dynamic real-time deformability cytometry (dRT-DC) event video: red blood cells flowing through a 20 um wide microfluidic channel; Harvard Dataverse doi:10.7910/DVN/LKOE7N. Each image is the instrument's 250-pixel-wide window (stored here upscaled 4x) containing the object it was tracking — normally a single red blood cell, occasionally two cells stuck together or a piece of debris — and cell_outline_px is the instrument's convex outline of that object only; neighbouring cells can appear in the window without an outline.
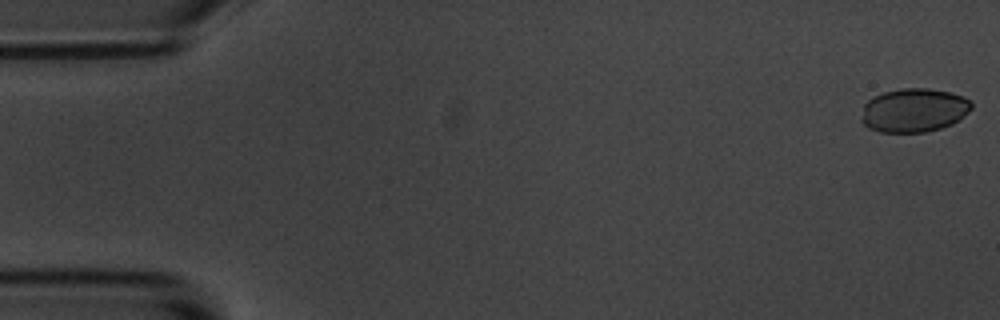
{"species": "common noctule bat (a hibernating species)", "species_latin": "Nyctalus noctula", "temperature_condition": "room temperature", "stored_images_in_passage": 46, "camera_frame_rate_fps": 3000, "um_per_image_px": 0.085, "animal": {"sex": "male", "body_mass_g": 20.1, "forearm_length_mm": 53.5}, "frame": {"image": 1, "passage_image": 1, "time_ms": 0.0, "image_size_px": [1000, 320], "cell_outline_px": [[972, 108], [960, 120], [952, 124], [940, 128], [924, 132], [880, 132], [868, 128], [860, 120], [864, 104], [868, 100], [884, 92], [904, 88], [928, 88], [948, 92], [964, 96], [972, 104]], "centroid_in_image_um": [77.68, 9.38], "position_along_channel_um": 7.3, "area_um2": 28.09}}
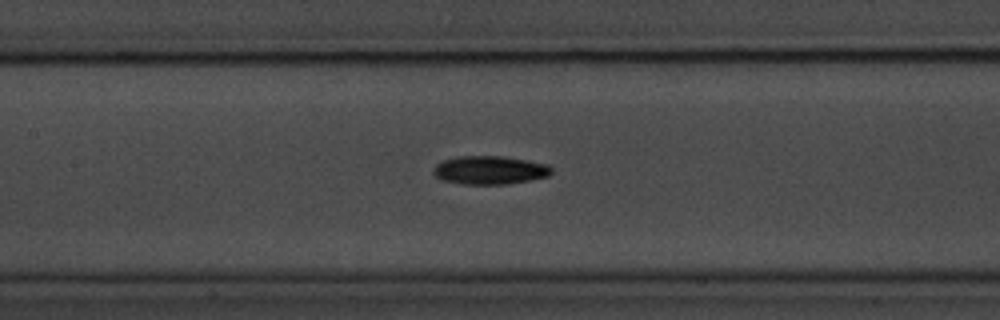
{"frame": {"image": 2, "passage_image": 16, "time_ms": 5.0, "image_size_px": [1000, 320], "cell_outline_px": [[552, 172], [548, 176], [508, 184], [464, 184], [440, 180], [432, 172], [436, 164], [444, 160], [460, 156], [504, 156], [528, 160], [548, 164], [552, 168]], "centroid_in_image_um": [41.63, 14.46], "position_along_channel_um": 165.8, "area_um2": 19.59}}
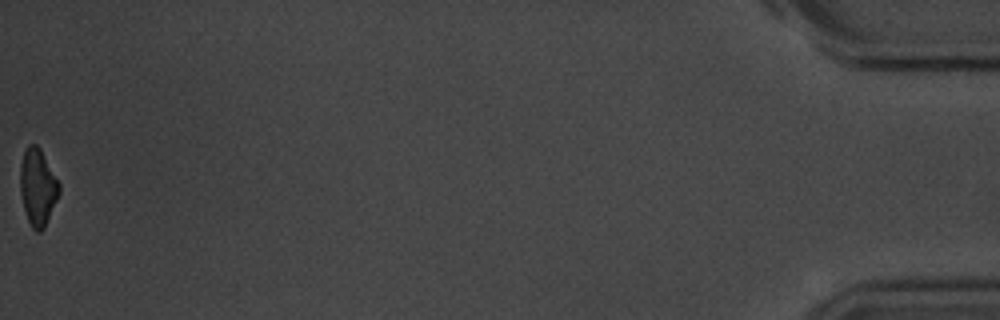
{"frame": {"image": 3, "passage_image": 46, "time_ms": 15.0, "image_size_px": [1000, 320], "cell_outline_px": [[60, 192], [44, 228], [40, 232], [36, 232], [32, 228], [28, 220], [24, 208], [20, 192], [20, 164], [24, 152], [28, 144], [36, 144], [40, 148], [60, 184]], "centroid_in_image_um": [3.2, 15.9], "position_along_channel_um": 432.0, "area_um2": 17.34}, "authors_computed_cell_mechanics": {"area_um2": 18.785, "velocity_mm_per_s": 3.6731, "shape_relaxation_time_tau1_ms": 3.1794, "shape_relaxation_time_tau2_ms": null, "deformation_change_tau1": 0.1255, "deformation_change_tau2": null}}